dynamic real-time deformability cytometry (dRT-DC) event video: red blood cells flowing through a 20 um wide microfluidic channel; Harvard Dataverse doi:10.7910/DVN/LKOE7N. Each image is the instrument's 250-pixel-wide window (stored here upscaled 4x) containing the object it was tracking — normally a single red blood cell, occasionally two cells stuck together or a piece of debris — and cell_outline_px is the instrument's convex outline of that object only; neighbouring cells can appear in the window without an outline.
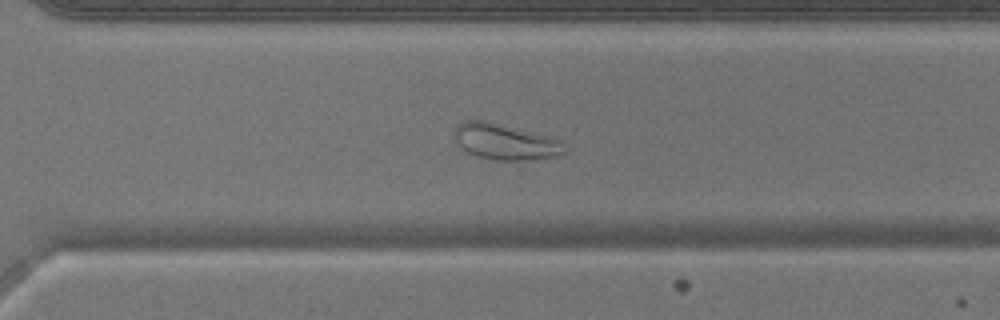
{"species": "common noctule bat (a hibernating species)", "species_latin": "Nyctalus noctula", "temperature_condition": "warm", "stored_images_in_passage": 52, "camera_frame_rate_fps": 3000, "um_per_image_px": 0.085, "animal": {"sex": "male", "body_mass_g": 17.9}, "frame": {"image": 1, "passage_image": 37, "time_ms": 12.0, "image_size_px": [1000, 320], "cell_outline_px": [[564, 152], [556, 156], [528, 160], [496, 160], [476, 156], [468, 152], [456, 140], [452, 132], [464, 120], [484, 120], [548, 136], [560, 140]], "centroid_in_image_um": [42.9, 12.05], "position_along_channel_um": 327.7, "area_um2": 22.54}}
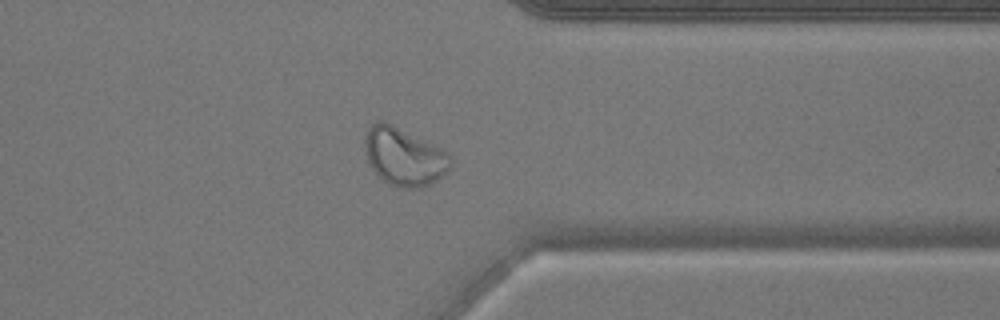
{"frame": {"image": 2, "passage_image": 41, "time_ms": 13.333, "image_size_px": [1000, 320], "cell_outline_px": [[452, 164], [448, 172], [432, 184], [420, 188], [396, 188], [384, 180], [368, 164], [364, 144], [364, 140], [368, 128], [376, 120], [384, 120], [440, 148], [452, 160]], "centroid_in_image_um": [34.33, 13.33], "position_along_channel_um": 377.1, "area_um2": 28.9}}
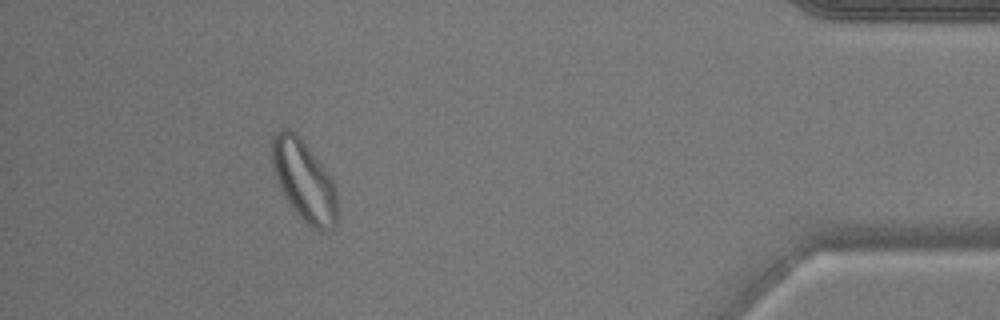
{"frame": {"image": 3, "passage_image": 47, "time_ms": 15.333, "image_size_px": [1000, 320], "cell_outline_px": [[336, 224], [328, 232], [320, 232], [312, 228], [296, 212], [284, 196], [272, 172], [272, 136], [280, 128], [288, 128], [296, 132], [300, 136], [324, 168], [332, 180], [336, 192]], "centroid_in_image_um": [25.81, 15.34], "position_along_channel_um": 409.4, "area_um2": 30.75}}